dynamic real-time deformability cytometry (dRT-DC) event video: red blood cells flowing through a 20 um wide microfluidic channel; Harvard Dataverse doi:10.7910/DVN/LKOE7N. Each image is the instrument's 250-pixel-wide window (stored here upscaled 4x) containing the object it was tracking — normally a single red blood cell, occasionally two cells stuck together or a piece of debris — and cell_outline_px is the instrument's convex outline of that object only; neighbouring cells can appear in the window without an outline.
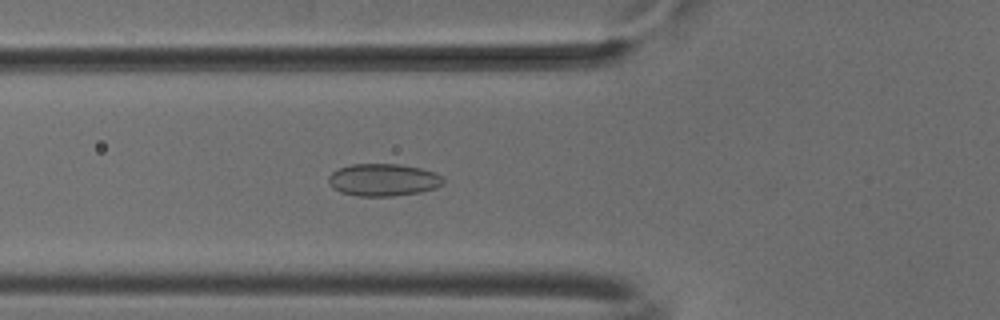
{"species": "common noctule bat (a hibernating species)", "species_latin": "Nyctalus noctula", "temperature_condition": "cold", "stored_images_in_passage": 52, "camera_frame_rate_fps": 3000, "um_per_image_px": 0.085, "animal": {"sex": "male", "body_mass_g": 18.8}, "frame": {"image": 1, "passage_image": 19, "time_ms": 6.0, "image_size_px": [1000, 320], "cell_outline_px": [[444, 184], [436, 188], [420, 192], [392, 196], [356, 196], [340, 192], [332, 188], [328, 180], [328, 176], [332, 172], [340, 168], [352, 164], [400, 164], [420, 168], [436, 172], [444, 176]], "centroid_in_image_um": [32.6, 15.29], "position_along_channel_um": 93.2, "area_um2": 21.85}}
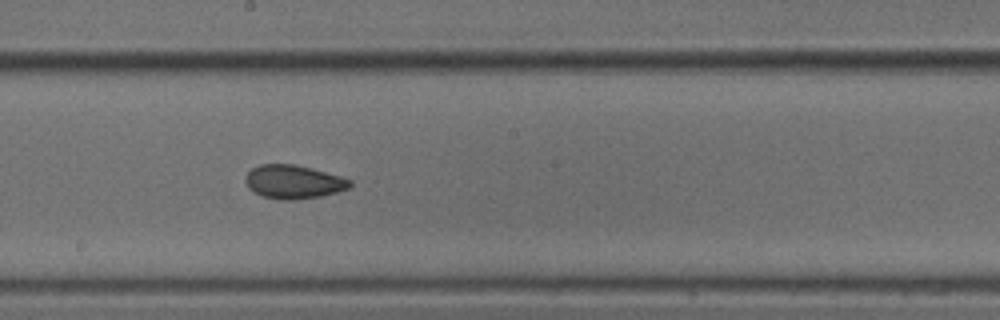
{"frame": {"image": 2, "passage_image": 29, "time_ms": 9.333, "image_size_px": [1000, 320], "cell_outline_px": [[352, 184], [348, 188], [336, 192], [320, 196], [292, 200], [280, 200], [264, 196], [248, 188], [244, 180], [244, 176], [252, 168], [260, 164], [296, 164], [312, 168], [340, 176], [352, 180]], "centroid_in_image_um": [24.93, 15.44], "position_along_channel_um": 223.3, "area_um2": 20.46}}
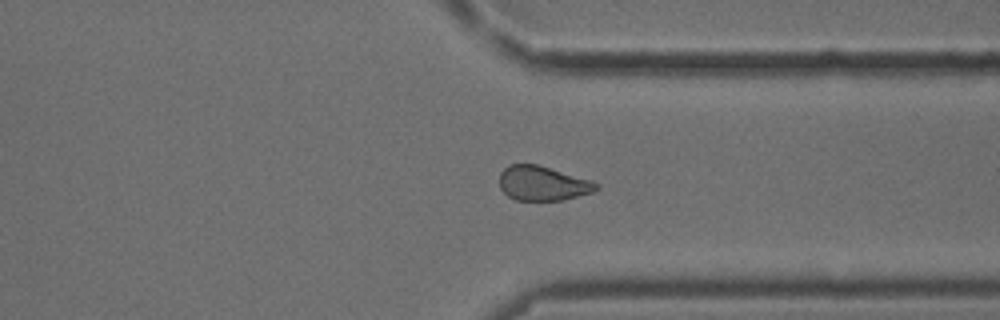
{"frame": {"image": 3, "passage_image": 40, "time_ms": 13.0, "image_size_px": [1000, 320], "cell_outline_px": [[600, 188], [592, 192], [564, 200], [516, 200], [508, 196], [500, 188], [500, 172], [508, 164], [536, 164], [592, 180], [600, 184]], "centroid_in_image_um": [46.14, 15.58], "position_along_channel_um": 365.3, "area_um2": 19.54}, "authors_computed_cell_mechanics": {"area_um2": 20.6346, "velocity_mm_per_s": 3.8728, "shape_relaxation_time_tau1_ms": null, "shape_relaxation_time_tau2_ms": 2.2804, "deformation_change_tau1": null, "deformation_change_tau2": 0.0725}}